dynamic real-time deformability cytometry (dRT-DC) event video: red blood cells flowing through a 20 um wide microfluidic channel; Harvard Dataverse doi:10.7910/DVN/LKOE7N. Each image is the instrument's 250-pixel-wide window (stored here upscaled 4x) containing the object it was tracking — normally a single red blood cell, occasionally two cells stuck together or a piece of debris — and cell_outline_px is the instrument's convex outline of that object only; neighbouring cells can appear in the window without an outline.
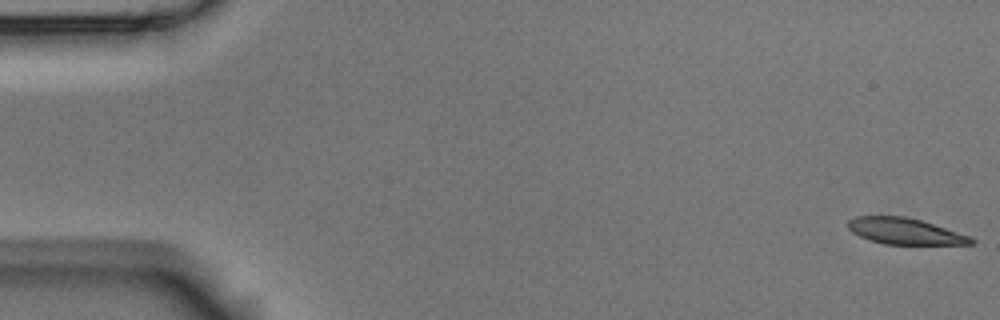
{"species": "Egyptian fruit bat (a non-hibernating species)", "species_latin": "Rousettus aegyptiacus", "temperature_condition": "room temperature", "stored_images_in_passage": 8, "camera_frame_rate_fps": 3000, "um_per_image_px": 0.085, "animal": {"sex": "male"}, "frame": {"image": 1, "passage_image": 1, "time_ms": 0.0, "image_size_px": [1000, 320], "cell_outline_px": [[976, 244], [884, 244], [868, 240], [852, 232], [848, 228], [848, 220], [856, 216], [904, 216], [920, 220], [972, 236], [976, 240]], "centroid_in_image_um": [76.94, 19.66], "position_along_channel_um": 8.1, "area_um2": 18.84}}
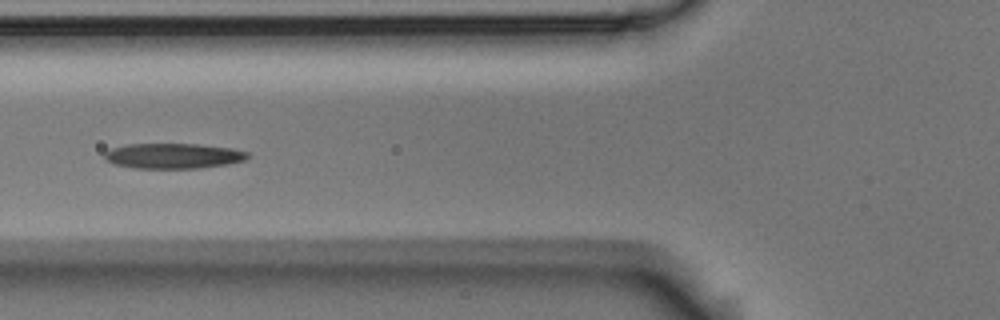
{"frame": {"image": 2, "passage_image": 6, "time_ms": 1.667, "image_size_px": [1000, 320], "cell_outline_px": [[248, 156], [244, 160], [228, 164], [200, 168], [136, 168], [112, 164], [104, 160], [104, 152], [112, 148], [128, 144], [200, 144], [232, 148], [248, 152]], "centroid_in_image_um": [14.7, 13.25], "position_along_channel_um": 111.1, "area_um2": 21.15}}
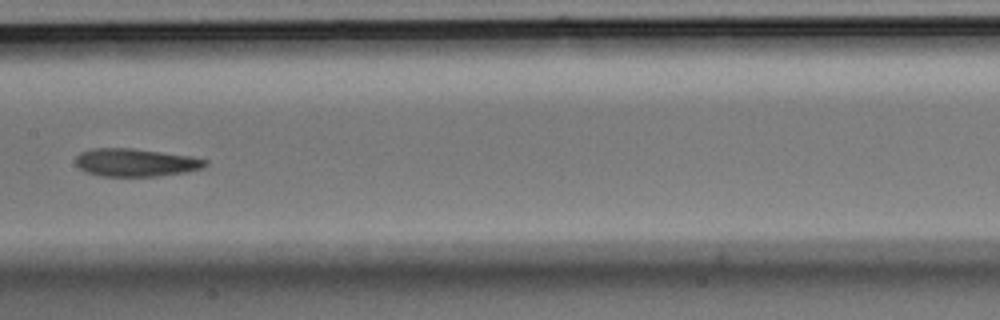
{"frame": {"image": 3, "passage_image": 8, "time_ms": 2.333, "image_size_px": [1000, 320], "cell_outline_px": [[208, 164], [204, 168], [188, 172], [160, 176], [104, 176], [88, 172], [80, 168], [76, 164], [76, 156], [80, 152], [92, 148], [132, 148], [192, 156], [208, 160]], "centroid_in_image_um": [11.59, 13.81], "position_along_channel_um": 195.8, "area_um2": 21.21}}